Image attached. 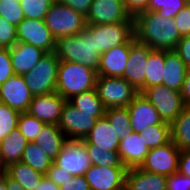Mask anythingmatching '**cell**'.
Returning <instances> with one entry per match:
<instances>
[{
    "mask_svg": "<svg viewBox=\"0 0 190 190\" xmlns=\"http://www.w3.org/2000/svg\"><path fill=\"white\" fill-rule=\"evenodd\" d=\"M24 11V17L28 19L44 20L53 0H19Z\"/></svg>",
    "mask_w": 190,
    "mask_h": 190,
    "instance_id": "cell-37",
    "label": "cell"
},
{
    "mask_svg": "<svg viewBox=\"0 0 190 190\" xmlns=\"http://www.w3.org/2000/svg\"><path fill=\"white\" fill-rule=\"evenodd\" d=\"M67 140L68 138L58 125L44 124L35 143L51 160H54Z\"/></svg>",
    "mask_w": 190,
    "mask_h": 190,
    "instance_id": "cell-26",
    "label": "cell"
},
{
    "mask_svg": "<svg viewBox=\"0 0 190 190\" xmlns=\"http://www.w3.org/2000/svg\"><path fill=\"white\" fill-rule=\"evenodd\" d=\"M45 176L48 179L52 180L59 187L63 186V184H65L66 181H69L73 178V176L70 173L65 172L54 163H52Z\"/></svg>",
    "mask_w": 190,
    "mask_h": 190,
    "instance_id": "cell-44",
    "label": "cell"
},
{
    "mask_svg": "<svg viewBox=\"0 0 190 190\" xmlns=\"http://www.w3.org/2000/svg\"><path fill=\"white\" fill-rule=\"evenodd\" d=\"M174 21L181 37L190 35V6L188 4L174 17Z\"/></svg>",
    "mask_w": 190,
    "mask_h": 190,
    "instance_id": "cell-42",
    "label": "cell"
},
{
    "mask_svg": "<svg viewBox=\"0 0 190 190\" xmlns=\"http://www.w3.org/2000/svg\"><path fill=\"white\" fill-rule=\"evenodd\" d=\"M96 92L104 107H128L139 93L122 77L97 76Z\"/></svg>",
    "mask_w": 190,
    "mask_h": 190,
    "instance_id": "cell-6",
    "label": "cell"
},
{
    "mask_svg": "<svg viewBox=\"0 0 190 190\" xmlns=\"http://www.w3.org/2000/svg\"><path fill=\"white\" fill-rule=\"evenodd\" d=\"M7 174V167L0 161V179L4 178Z\"/></svg>",
    "mask_w": 190,
    "mask_h": 190,
    "instance_id": "cell-53",
    "label": "cell"
},
{
    "mask_svg": "<svg viewBox=\"0 0 190 190\" xmlns=\"http://www.w3.org/2000/svg\"><path fill=\"white\" fill-rule=\"evenodd\" d=\"M27 144L25 136L15 128L0 142V161L6 167L20 162Z\"/></svg>",
    "mask_w": 190,
    "mask_h": 190,
    "instance_id": "cell-25",
    "label": "cell"
},
{
    "mask_svg": "<svg viewBox=\"0 0 190 190\" xmlns=\"http://www.w3.org/2000/svg\"><path fill=\"white\" fill-rule=\"evenodd\" d=\"M14 75L9 48L0 47V85Z\"/></svg>",
    "mask_w": 190,
    "mask_h": 190,
    "instance_id": "cell-41",
    "label": "cell"
},
{
    "mask_svg": "<svg viewBox=\"0 0 190 190\" xmlns=\"http://www.w3.org/2000/svg\"><path fill=\"white\" fill-rule=\"evenodd\" d=\"M97 72L80 63L61 61L58 65L56 92L65 100L96 86Z\"/></svg>",
    "mask_w": 190,
    "mask_h": 190,
    "instance_id": "cell-3",
    "label": "cell"
},
{
    "mask_svg": "<svg viewBox=\"0 0 190 190\" xmlns=\"http://www.w3.org/2000/svg\"><path fill=\"white\" fill-rule=\"evenodd\" d=\"M17 40L39 47L47 53L55 52L56 39L44 20L24 18L17 26Z\"/></svg>",
    "mask_w": 190,
    "mask_h": 190,
    "instance_id": "cell-14",
    "label": "cell"
},
{
    "mask_svg": "<svg viewBox=\"0 0 190 190\" xmlns=\"http://www.w3.org/2000/svg\"><path fill=\"white\" fill-rule=\"evenodd\" d=\"M148 152L149 149L139 133L130 131L126 138L120 140L118 153L127 169L140 167Z\"/></svg>",
    "mask_w": 190,
    "mask_h": 190,
    "instance_id": "cell-21",
    "label": "cell"
},
{
    "mask_svg": "<svg viewBox=\"0 0 190 190\" xmlns=\"http://www.w3.org/2000/svg\"><path fill=\"white\" fill-rule=\"evenodd\" d=\"M131 131L140 133L155 124H170L162 120L157 109L142 94L138 93L127 107Z\"/></svg>",
    "mask_w": 190,
    "mask_h": 190,
    "instance_id": "cell-18",
    "label": "cell"
},
{
    "mask_svg": "<svg viewBox=\"0 0 190 190\" xmlns=\"http://www.w3.org/2000/svg\"><path fill=\"white\" fill-rule=\"evenodd\" d=\"M9 53L14 74L24 75L31 71L47 52L31 44L17 42L9 49Z\"/></svg>",
    "mask_w": 190,
    "mask_h": 190,
    "instance_id": "cell-20",
    "label": "cell"
},
{
    "mask_svg": "<svg viewBox=\"0 0 190 190\" xmlns=\"http://www.w3.org/2000/svg\"><path fill=\"white\" fill-rule=\"evenodd\" d=\"M186 5L187 0H150L147 11H157L165 18H174Z\"/></svg>",
    "mask_w": 190,
    "mask_h": 190,
    "instance_id": "cell-35",
    "label": "cell"
},
{
    "mask_svg": "<svg viewBox=\"0 0 190 190\" xmlns=\"http://www.w3.org/2000/svg\"><path fill=\"white\" fill-rule=\"evenodd\" d=\"M157 109L163 121L171 123L186 107L181 92L163 85L147 88L142 93Z\"/></svg>",
    "mask_w": 190,
    "mask_h": 190,
    "instance_id": "cell-8",
    "label": "cell"
},
{
    "mask_svg": "<svg viewBox=\"0 0 190 190\" xmlns=\"http://www.w3.org/2000/svg\"><path fill=\"white\" fill-rule=\"evenodd\" d=\"M44 21L56 40L60 37L80 34L87 25L83 14L59 1L52 3Z\"/></svg>",
    "mask_w": 190,
    "mask_h": 190,
    "instance_id": "cell-4",
    "label": "cell"
},
{
    "mask_svg": "<svg viewBox=\"0 0 190 190\" xmlns=\"http://www.w3.org/2000/svg\"><path fill=\"white\" fill-rule=\"evenodd\" d=\"M93 0H59L60 3L71 7L72 9L80 12L85 17L88 14L89 8Z\"/></svg>",
    "mask_w": 190,
    "mask_h": 190,
    "instance_id": "cell-48",
    "label": "cell"
},
{
    "mask_svg": "<svg viewBox=\"0 0 190 190\" xmlns=\"http://www.w3.org/2000/svg\"><path fill=\"white\" fill-rule=\"evenodd\" d=\"M35 190H60V187L57 186L52 180L44 176Z\"/></svg>",
    "mask_w": 190,
    "mask_h": 190,
    "instance_id": "cell-51",
    "label": "cell"
},
{
    "mask_svg": "<svg viewBox=\"0 0 190 190\" xmlns=\"http://www.w3.org/2000/svg\"><path fill=\"white\" fill-rule=\"evenodd\" d=\"M105 117L116 130L119 140L126 138L131 131L130 116L127 107H110L105 110Z\"/></svg>",
    "mask_w": 190,
    "mask_h": 190,
    "instance_id": "cell-32",
    "label": "cell"
},
{
    "mask_svg": "<svg viewBox=\"0 0 190 190\" xmlns=\"http://www.w3.org/2000/svg\"><path fill=\"white\" fill-rule=\"evenodd\" d=\"M66 102L56 91L37 95L33 97L27 113L45 124L58 125Z\"/></svg>",
    "mask_w": 190,
    "mask_h": 190,
    "instance_id": "cell-17",
    "label": "cell"
},
{
    "mask_svg": "<svg viewBox=\"0 0 190 190\" xmlns=\"http://www.w3.org/2000/svg\"><path fill=\"white\" fill-rule=\"evenodd\" d=\"M6 186L7 190H25L17 181L12 179L8 174H6Z\"/></svg>",
    "mask_w": 190,
    "mask_h": 190,
    "instance_id": "cell-52",
    "label": "cell"
},
{
    "mask_svg": "<svg viewBox=\"0 0 190 190\" xmlns=\"http://www.w3.org/2000/svg\"><path fill=\"white\" fill-rule=\"evenodd\" d=\"M127 190H167V177L139 167L128 168L125 176Z\"/></svg>",
    "mask_w": 190,
    "mask_h": 190,
    "instance_id": "cell-22",
    "label": "cell"
},
{
    "mask_svg": "<svg viewBox=\"0 0 190 190\" xmlns=\"http://www.w3.org/2000/svg\"><path fill=\"white\" fill-rule=\"evenodd\" d=\"M97 120L93 113L80 112L67 101L58 126L69 140H84Z\"/></svg>",
    "mask_w": 190,
    "mask_h": 190,
    "instance_id": "cell-12",
    "label": "cell"
},
{
    "mask_svg": "<svg viewBox=\"0 0 190 190\" xmlns=\"http://www.w3.org/2000/svg\"><path fill=\"white\" fill-rule=\"evenodd\" d=\"M148 149L163 146L171 141L170 124H155L139 133Z\"/></svg>",
    "mask_w": 190,
    "mask_h": 190,
    "instance_id": "cell-33",
    "label": "cell"
},
{
    "mask_svg": "<svg viewBox=\"0 0 190 190\" xmlns=\"http://www.w3.org/2000/svg\"><path fill=\"white\" fill-rule=\"evenodd\" d=\"M94 38L87 27L80 34L60 37L56 40L55 53L61 61L80 63L97 72L100 54L95 52Z\"/></svg>",
    "mask_w": 190,
    "mask_h": 190,
    "instance_id": "cell-2",
    "label": "cell"
},
{
    "mask_svg": "<svg viewBox=\"0 0 190 190\" xmlns=\"http://www.w3.org/2000/svg\"><path fill=\"white\" fill-rule=\"evenodd\" d=\"M53 163L72 176L84 175L92 166L83 140H67Z\"/></svg>",
    "mask_w": 190,
    "mask_h": 190,
    "instance_id": "cell-9",
    "label": "cell"
},
{
    "mask_svg": "<svg viewBox=\"0 0 190 190\" xmlns=\"http://www.w3.org/2000/svg\"><path fill=\"white\" fill-rule=\"evenodd\" d=\"M171 141L180 151L190 150V107L186 106L170 123Z\"/></svg>",
    "mask_w": 190,
    "mask_h": 190,
    "instance_id": "cell-27",
    "label": "cell"
},
{
    "mask_svg": "<svg viewBox=\"0 0 190 190\" xmlns=\"http://www.w3.org/2000/svg\"><path fill=\"white\" fill-rule=\"evenodd\" d=\"M0 16L16 27L25 18L19 0H0Z\"/></svg>",
    "mask_w": 190,
    "mask_h": 190,
    "instance_id": "cell-39",
    "label": "cell"
},
{
    "mask_svg": "<svg viewBox=\"0 0 190 190\" xmlns=\"http://www.w3.org/2000/svg\"><path fill=\"white\" fill-rule=\"evenodd\" d=\"M83 141L106 151H118L120 143L116 130L105 116L97 120Z\"/></svg>",
    "mask_w": 190,
    "mask_h": 190,
    "instance_id": "cell-23",
    "label": "cell"
},
{
    "mask_svg": "<svg viewBox=\"0 0 190 190\" xmlns=\"http://www.w3.org/2000/svg\"><path fill=\"white\" fill-rule=\"evenodd\" d=\"M152 49L134 36L131 38L130 54L124 71V78L139 93L146 90V63Z\"/></svg>",
    "mask_w": 190,
    "mask_h": 190,
    "instance_id": "cell-10",
    "label": "cell"
},
{
    "mask_svg": "<svg viewBox=\"0 0 190 190\" xmlns=\"http://www.w3.org/2000/svg\"><path fill=\"white\" fill-rule=\"evenodd\" d=\"M92 165L104 167H125L118 151H106L96 145L85 144Z\"/></svg>",
    "mask_w": 190,
    "mask_h": 190,
    "instance_id": "cell-34",
    "label": "cell"
},
{
    "mask_svg": "<svg viewBox=\"0 0 190 190\" xmlns=\"http://www.w3.org/2000/svg\"><path fill=\"white\" fill-rule=\"evenodd\" d=\"M21 162L31 166L34 170L45 175L51 167L53 160H51L44 153V151H42L37 143L28 142L26 148L23 151Z\"/></svg>",
    "mask_w": 190,
    "mask_h": 190,
    "instance_id": "cell-31",
    "label": "cell"
},
{
    "mask_svg": "<svg viewBox=\"0 0 190 190\" xmlns=\"http://www.w3.org/2000/svg\"><path fill=\"white\" fill-rule=\"evenodd\" d=\"M134 37L151 49L174 50L182 38L174 18H165L157 11H145L134 18Z\"/></svg>",
    "mask_w": 190,
    "mask_h": 190,
    "instance_id": "cell-1",
    "label": "cell"
},
{
    "mask_svg": "<svg viewBox=\"0 0 190 190\" xmlns=\"http://www.w3.org/2000/svg\"><path fill=\"white\" fill-rule=\"evenodd\" d=\"M167 190H190V177L178 171L167 176Z\"/></svg>",
    "mask_w": 190,
    "mask_h": 190,
    "instance_id": "cell-43",
    "label": "cell"
},
{
    "mask_svg": "<svg viewBox=\"0 0 190 190\" xmlns=\"http://www.w3.org/2000/svg\"><path fill=\"white\" fill-rule=\"evenodd\" d=\"M126 167L92 165L85 173L90 190H121L125 187Z\"/></svg>",
    "mask_w": 190,
    "mask_h": 190,
    "instance_id": "cell-16",
    "label": "cell"
},
{
    "mask_svg": "<svg viewBox=\"0 0 190 190\" xmlns=\"http://www.w3.org/2000/svg\"><path fill=\"white\" fill-rule=\"evenodd\" d=\"M178 172L190 177V150L180 152Z\"/></svg>",
    "mask_w": 190,
    "mask_h": 190,
    "instance_id": "cell-49",
    "label": "cell"
},
{
    "mask_svg": "<svg viewBox=\"0 0 190 190\" xmlns=\"http://www.w3.org/2000/svg\"><path fill=\"white\" fill-rule=\"evenodd\" d=\"M68 102L80 112L93 113L95 118L100 119L105 116L106 108L95 88L73 96Z\"/></svg>",
    "mask_w": 190,
    "mask_h": 190,
    "instance_id": "cell-29",
    "label": "cell"
},
{
    "mask_svg": "<svg viewBox=\"0 0 190 190\" xmlns=\"http://www.w3.org/2000/svg\"><path fill=\"white\" fill-rule=\"evenodd\" d=\"M187 67L174 50H165L163 86L181 91Z\"/></svg>",
    "mask_w": 190,
    "mask_h": 190,
    "instance_id": "cell-24",
    "label": "cell"
},
{
    "mask_svg": "<svg viewBox=\"0 0 190 190\" xmlns=\"http://www.w3.org/2000/svg\"><path fill=\"white\" fill-rule=\"evenodd\" d=\"M0 190H7L6 176L4 178L0 179Z\"/></svg>",
    "mask_w": 190,
    "mask_h": 190,
    "instance_id": "cell-54",
    "label": "cell"
},
{
    "mask_svg": "<svg viewBox=\"0 0 190 190\" xmlns=\"http://www.w3.org/2000/svg\"><path fill=\"white\" fill-rule=\"evenodd\" d=\"M86 27L93 33L95 52L100 55L111 48L126 44L134 36V22L86 25Z\"/></svg>",
    "mask_w": 190,
    "mask_h": 190,
    "instance_id": "cell-7",
    "label": "cell"
},
{
    "mask_svg": "<svg viewBox=\"0 0 190 190\" xmlns=\"http://www.w3.org/2000/svg\"><path fill=\"white\" fill-rule=\"evenodd\" d=\"M134 22L123 0H93L86 15L87 25Z\"/></svg>",
    "mask_w": 190,
    "mask_h": 190,
    "instance_id": "cell-13",
    "label": "cell"
},
{
    "mask_svg": "<svg viewBox=\"0 0 190 190\" xmlns=\"http://www.w3.org/2000/svg\"><path fill=\"white\" fill-rule=\"evenodd\" d=\"M33 97L23 75L14 74L0 85V102L19 113L28 111Z\"/></svg>",
    "mask_w": 190,
    "mask_h": 190,
    "instance_id": "cell-15",
    "label": "cell"
},
{
    "mask_svg": "<svg viewBox=\"0 0 190 190\" xmlns=\"http://www.w3.org/2000/svg\"><path fill=\"white\" fill-rule=\"evenodd\" d=\"M7 174L25 190H35L45 176L21 161L7 167Z\"/></svg>",
    "mask_w": 190,
    "mask_h": 190,
    "instance_id": "cell-28",
    "label": "cell"
},
{
    "mask_svg": "<svg viewBox=\"0 0 190 190\" xmlns=\"http://www.w3.org/2000/svg\"><path fill=\"white\" fill-rule=\"evenodd\" d=\"M59 62L55 52L46 53L31 71L23 75L33 96L56 91Z\"/></svg>",
    "mask_w": 190,
    "mask_h": 190,
    "instance_id": "cell-5",
    "label": "cell"
},
{
    "mask_svg": "<svg viewBox=\"0 0 190 190\" xmlns=\"http://www.w3.org/2000/svg\"><path fill=\"white\" fill-rule=\"evenodd\" d=\"M181 96L186 106L190 107V68L187 69L181 89Z\"/></svg>",
    "mask_w": 190,
    "mask_h": 190,
    "instance_id": "cell-50",
    "label": "cell"
},
{
    "mask_svg": "<svg viewBox=\"0 0 190 190\" xmlns=\"http://www.w3.org/2000/svg\"><path fill=\"white\" fill-rule=\"evenodd\" d=\"M150 0H123L126 11L131 17H135L137 14L147 11Z\"/></svg>",
    "mask_w": 190,
    "mask_h": 190,
    "instance_id": "cell-46",
    "label": "cell"
},
{
    "mask_svg": "<svg viewBox=\"0 0 190 190\" xmlns=\"http://www.w3.org/2000/svg\"><path fill=\"white\" fill-rule=\"evenodd\" d=\"M44 124L45 123L36 117L24 112L20 113L17 128L25 136L28 142H35Z\"/></svg>",
    "mask_w": 190,
    "mask_h": 190,
    "instance_id": "cell-36",
    "label": "cell"
},
{
    "mask_svg": "<svg viewBox=\"0 0 190 190\" xmlns=\"http://www.w3.org/2000/svg\"><path fill=\"white\" fill-rule=\"evenodd\" d=\"M60 190H90V187L84 175H80L66 181L63 186H60Z\"/></svg>",
    "mask_w": 190,
    "mask_h": 190,
    "instance_id": "cell-47",
    "label": "cell"
},
{
    "mask_svg": "<svg viewBox=\"0 0 190 190\" xmlns=\"http://www.w3.org/2000/svg\"><path fill=\"white\" fill-rule=\"evenodd\" d=\"M20 113L0 102V142L18 126Z\"/></svg>",
    "mask_w": 190,
    "mask_h": 190,
    "instance_id": "cell-38",
    "label": "cell"
},
{
    "mask_svg": "<svg viewBox=\"0 0 190 190\" xmlns=\"http://www.w3.org/2000/svg\"><path fill=\"white\" fill-rule=\"evenodd\" d=\"M17 42V27L0 16V47L10 49Z\"/></svg>",
    "mask_w": 190,
    "mask_h": 190,
    "instance_id": "cell-40",
    "label": "cell"
},
{
    "mask_svg": "<svg viewBox=\"0 0 190 190\" xmlns=\"http://www.w3.org/2000/svg\"><path fill=\"white\" fill-rule=\"evenodd\" d=\"M180 152L172 141L163 146L149 149L145 161L139 168L167 177L178 171Z\"/></svg>",
    "mask_w": 190,
    "mask_h": 190,
    "instance_id": "cell-11",
    "label": "cell"
},
{
    "mask_svg": "<svg viewBox=\"0 0 190 190\" xmlns=\"http://www.w3.org/2000/svg\"><path fill=\"white\" fill-rule=\"evenodd\" d=\"M165 50L152 49L146 63V89L163 84Z\"/></svg>",
    "mask_w": 190,
    "mask_h": 190,
    "instance_id": "cell-30",
    "label": "cell"
},
{
    "mask_svg": "<svg viewBox=\"0 0 190 190\" xmlns=\"http://www.w3.org/2000/svg\"><path fill=\"white\" fill-rule=\"evenodd\" d=\"M131 39L120 46L111 48L100 55L98 76L122 77L130 54Z\"/></svg>",
    "mask_w": 190,
    "mask_h": 190,
    "instance_id": "cell-19",
    "label": "cell"
},
{
    "mask_svg": "<svg viewBox=\"0 0 190 190\" xmlns=\"http://www.w3.org/2000/svg\"><path fill=\"white\" fill-rule=\"evenodd\" d=\"M174 51L184 61L187 69L190 68V35L182 37Z\"/></svg>",
    "mask_w": 190,
    "mask_h": 190,
    "instance_id": "cell-45",
    "label": "cell"
}]
</instances>
